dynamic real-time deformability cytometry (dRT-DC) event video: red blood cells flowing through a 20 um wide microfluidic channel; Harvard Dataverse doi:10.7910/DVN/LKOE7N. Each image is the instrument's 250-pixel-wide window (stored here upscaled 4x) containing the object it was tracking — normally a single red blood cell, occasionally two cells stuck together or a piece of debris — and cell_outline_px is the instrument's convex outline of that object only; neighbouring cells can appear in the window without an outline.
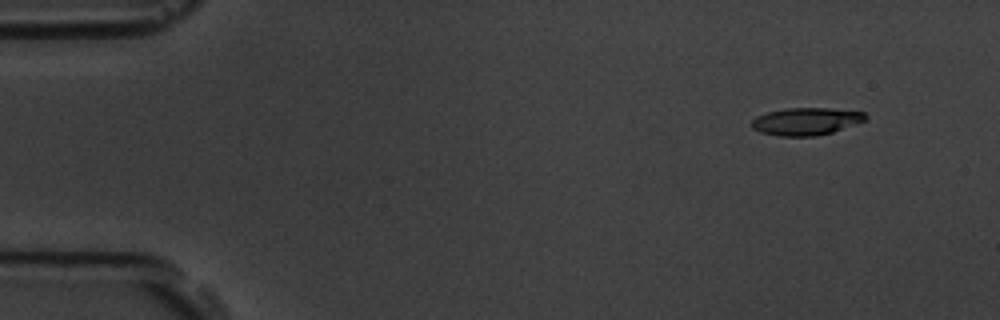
{"species": "common noctule bat (a hibernating species)", "species_latin": "Nyctalus noctula", "temperature_condition": "room temperature", "stored_images_in_passage": 4, "camera_frame_rate_fps": 3000, "um_per_image_px": 0.085, "animal": {"sex": "male", "body_mass_g": 19.5, "forearm_length_mm": 54.6}, "frame": {"image": 1, "passage_image": 1, "time_ms": 0.0, "image_size_px": [1000, 320], "cell_outline_px": [[868, 116], [864, 120], [856, 124], [832, 132], [816, 136], [780, 136], [760, 132], [752, 128], [752, 120], [756, 116], [768, 112], [788, 108], [828, 108], [864, 112]], "centroid_in_image_um": [68.51, 10.32], "position_along_channel_um": 16.5, "area_um2": 18.09}}
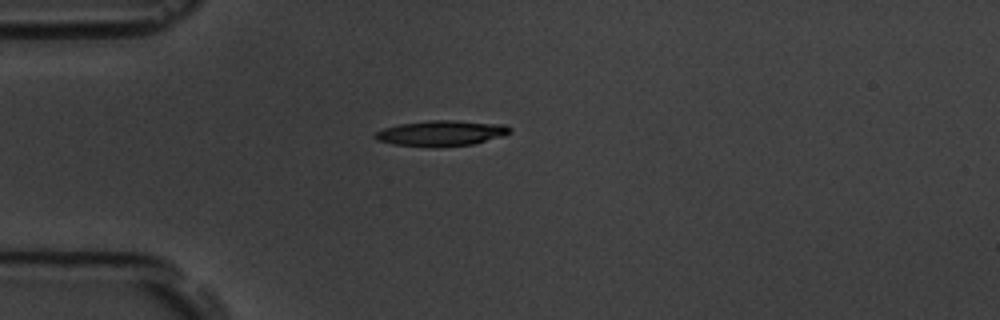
{"frame": {"image": 2, "passage_image": 4, "time_ms": 3.333, "image_size_px": [1000, 320], "cell_outline_px": [[512, 132], [504, 136], [472, 144], [436, 148], [392, 144], [376, 140], [372, 136], [376, 132], [384, 128], [400, 124], [428, 120], [456, 120], [504, 124], [512, 128]], "centroid_in_image_um": [37.52, 11.33], "position_along_channel_um": 47.5, "area_um2": 20.4}}